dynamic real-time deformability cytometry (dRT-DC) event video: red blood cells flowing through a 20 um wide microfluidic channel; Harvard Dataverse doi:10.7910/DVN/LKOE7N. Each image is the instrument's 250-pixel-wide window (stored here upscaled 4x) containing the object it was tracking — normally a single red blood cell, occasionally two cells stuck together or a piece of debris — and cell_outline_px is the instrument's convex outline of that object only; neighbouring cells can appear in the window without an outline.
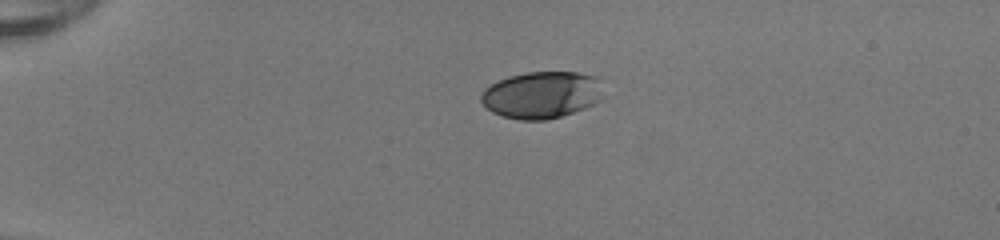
{"species": "human", "species_latin": "Homo sapiens", "temperature_condition": "room temperature", "stored_images_in_passage": 39, "camera_frame_rate_fps": 3000, "um_per_image_px": 0.085, "donor": {"sex": "female"}, "frame": {"image": 1, "passage_image": 1, "time_ms": 0.0, "image_size_px": [1000, 240], "cell_outline_px": [[580, 76], [568, 112], [556, 116], [508, 116], [496, 112], [484, 100], [484, 96], [488, 88], [504, 80], [516, 76], [536, 72], [568, 72]], "centroid_in_image_um": [45.36, 8.03], "position_along_channel_um": 39.6, "area_um2": 24.45}}
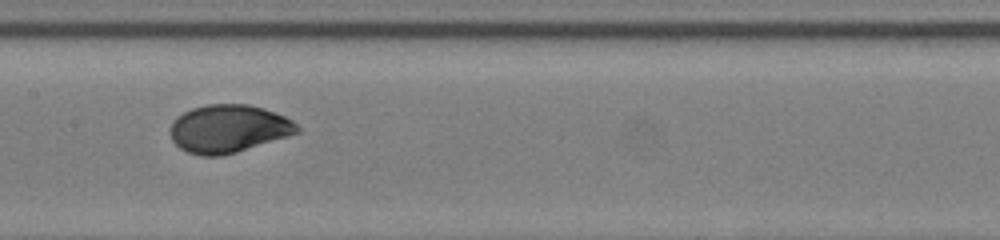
{"frame": {"image": 2, "passage_image": 16, "time_ms": 5.0, "image_size_px": [1000, 240], "cell_outline_px": [[292, 124], [288, 132], [228, 152], [196, 152], [184, 148], [176, 140], [172, 132], [176, 124], [188, 112], [200, 108], [256, 108], [280, 116], [288, 120]], "centroid_in_image_um": [19.32, 10.94], "position_along_channel_um": 188.1, "area_um2": 28.73}}
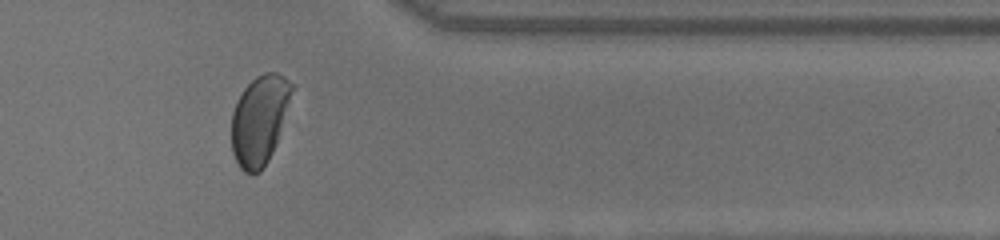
{"frame": {"image": 3, "passage_image": 31, "time_ms": 10.0, "image_size_px": [1000, 240], "cell_outline_px": [[280, 112], [272, 148], [264, 164], [256, 172], [248, 172], [240, 164], [236, 156], [232, 144], [232, 120], [236, 108], [244, 92], [256, 80], [280, 104]], "centroid_in_image_um": [21.65, 10.79], "position_along_channel_um": 389.7, "area_um2": 22.37}, "authors_computed_cell_mechanics": {"area_um2": 28.4954, "velocity_mm_per_s": 4.1641, "shape_relaxation_time_tau1_ms": 5.6167, "shape_relaxation_time_tau2_ms": null, "deformation_change_tau1": 0.2349, "deformation_change_tau2": null}}